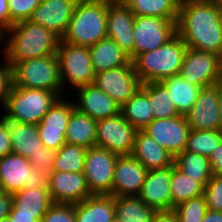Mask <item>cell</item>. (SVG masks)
<instances>
[{
  "instance_id": "1",
  "label": "cell",
  "mask_w": 222,
  "mask_h": 222,
  "mask_svg": "<svg viewBox=\"0 0 222 222\" xmlns=\"http://www.w3.org/2000/svg\"><path fill=\"white\" fill-rule=\"evenodd\" d=\"M176 30L188 48L222 57V11L211 0H181Z\"/></svg>"
},
{
  "instance_id": "2",
  "label": "cell",
  "mask_w": 222,
  "mask_h": 222,
  "mask_svg": "<svg viewBox=\"0 0 222 222\" xmlns=\"http://www.w3.org/2000/svg\"><path fill=\"white\" fill-rule=\"evenodd\" d=\"M3 40L2 43L6 42L3 57L12 66L19 61L56 54L61 38L41 25L24 20L13 24Z\"/></svg>"
},
{
  "instance_id": "3",
  "label": "cell",
  "mask_w": 222,
  "mask_h": 222,
  "mask_svg": "<svg viewBox=\"0 0 222 222\" xmlns=\"http://www.w3.org/2000/svg\"><path fill=\"white\" fill-rule=\"evenodd\" d=\"M107 0H78L61 41L90 47L107 37Z\"/></svg>"
},
{
  "instance_id": "4",
  "label": "cell",
  "mask_w": 222,
  "mask_h": 222,
  "mask_svg": "<svg viewBox=\"0 0 222 222\" xmlns=\"http://www.w3.org/2000/svg\"><path fill=\"white\" fill-rule=\"evenodd\" d=\"M187 49L183 39L176 35L167 44L137 55L132 60L137 77L141 83H148L179 74Z\"/></svg>"
},
{
  "instance_id": "5",
  "label": "cell",
  "mask_w": 222,
  "mask_h": 222,
  "mask_svg": "<svg viewBox=\"0 0 222 222\" xmlns=\"http://www.w3.org/2000/svg\"><path fill=\"white\" fill-rule=\"evenodd\" d=\"M58 98L53 91L12 85L3 116L13 122L37 125Z\"/></svg>"
},
{
  "instance_id": "6",
  "label": "cell",
  "mask_w": 222,
  "mask_h": 222,
  "mask_svg": "<svg viewBox=\"0 0 222 222\" xmlns=\"http://www.w3.org/2000/svg\"><path fill=\"white\" fill-rule=\"evenodd\" d=\"M13 85L22 88L45 89L63 97L56 54L27 59L12 65Z\"/></svg>"
},
{
  "instance_id": "7",
  "label": "cell",
  "mask_w": 222,
  "mask_h": 222,
  "mask_svg": "<svg viewBox=\"0 0 222 222\" xmlns=\"http://www.w3.org/2000/svg\"><path fill=\"white\" fill-rule=\"evenodd\" d=\"M56 55L63 92L66 91L65 83L73 90L94 83L95 73L89 47L76 46L60 40Z\"/></svg>"
},
{
  "instance_id": "8",
  "label": "cell",
  "mask_w": 222,
  "mask_h": 222,
  "mask_svg": "<svg viewBox=\"0 0 222 222\" xmlns=\"http://www.w3.org/2000/svg\"><path fill=\"white\" fill-rule=\"evenodd\" d=\"M46 188L48 177L32 168L29 159L11 152L0 158V190L15 194L23 188Z\"/></svg>"
},
{
  "instance_id": "9",
  "label": "cell",
  "mask_w": 222,
  "mask_h": 222,
  "mask_svg": "<svg viewBox=\"0 0 222 222\" xmlns=\"http://www.w3.org/2000/svg\"><path fill=\"white\" fill-rule=\"evenodd\" d=\"M176 21L163 17L135 16L133 27L134 58L167 44L177 35Z\"/></svg>"
},
{
  "instance_id": "10",
  "label": "cell",
  "mask_w": 222,
  "mask_h": 222,
  "mask_svg": "<svg viewBox=\"0 0 222 222\" xmlns=\"http://www.w3.org/2000/svg\"><path fill=\"white\" fill-rule=\"evenodd\" d=\"M118 157L119 155L98 146L86 150L83 173L92 195H112Z\"/></svg>"
},
{
  "instance_id": "11",
  "label": "cell",
  "mask_w": 222,
  "mask_h": 222,
  "mask_svg": "<svg viewBox=\"0 0 222 222\" xmlns=\"http://www.w3.org/2000/svg\"><path fill=\"white\" fill-rule=\"evenodd\" d=\"M222 57L188 48L179 74L190 84L201 88L220 83Z\"/></svg>"
},
{
  "instance_id": "12",
  "label": "cell",
  "mask_w": 222,
  "mask_h": 222,
  "mask_svg": "<svg viewBox=\"0 0 222 222\" xmlns=\"http://www.w3.org/2000/svg\"><path fill=\"white\" fill-rule=\"evenodd\" d=\"M137 129L121 113L97 121V146L119 156L131 155Z\"/></svg>"
},
{
  "instance_id": "13",
  "label": "cell",
  "mask_w": 222,
  "mask_h": 222,
  "mask_svg": "<svg viewBox=\"0 0 222 222\" xmlns=\"http://www.w3.org/2000/svg\"><path fill=\"white\" fill-rule=\"evenodd\" d=\"M94 84L122 106L140 89L142 83L131 61L122 67L96 73Z\"/></svg>"
},
{
  "instance_id": "14",
  "label": "cell",
  "mask_w": 222,
  "mask_h": 222,
  "mask_svg": "<svg viewBox=\"0 0 222 222\" xmlns=\"http://www.w3.org/2000/svg\"><path fill=\"white\" fill-rule=\"evenodd\" d=\"M142 131L174 157L185 150L190 127L185 115L154 119Z\"/></svg>"
},
{
  "instance_id": "15",
  "label": "cell",
  "mask_w": 222,
  "mask_h": 222,
  "mask_svg": "<svg viewBox=\"0 0 222 222\" xmlns=\"http://www.w3.org/2000/svg\"><path fill=\"white\" fill-rule=\"evenodd\" d=\"M64 96L57 99L37 124L42 145L55 151L66 144V128L71 112L75 108L74 100L67 101Z\"/></svg>"
},
{
  "instance_id": "16",
  "label": "cell",
  "mask_w": 222,
  "mask_h": 222,
  "mask_svg": "<svg viewBox=\"0 0 222 222\" xmlns=\"http://www.w3.org/2000/svg\"><path fill=\"white\" fill-rule=\"evenodd\" d=\"M135 16L121 0H107V37L134 59L133 27Z\"/></svg>"
},
{
  "instance_id": "17",
  "label": "cell",
  "mask_w": 222,
  "mask_h": 222,
  "mask_svg": "<svg viewBox=\"0 0 222 222\" xmlns=\"http://www.w3.org/2000/svg\"><path fill=\"white\" fill-rule=\"evenodd\" d=\"M48 190L53 203L76 204L92 196L83 172L52 171Z\"/></svg>"
},
{
  "instance_id": "18",
  "label": "cell",
  "mask_w": 222,
  "mask_h": 222,
  "mask_svg": "<svg viewBox=\"0 0 222 222\" xmlns=\"http://www.w3.org/2000/svg\"><path fill=\"white\" fill-rule=\"evenodd\" d=\"M185 116L190 130H220L219 83L201 88Z\"/></svg>"
},
{
  "instance_id": "19",
  "label": "cell",
  "mask_w": 222,
  "mask_h": 222,
  "mask_svg": "<svg viewBox=\"0 0 222 222\" xmlns=\"http://www.w3.org/2000/svg\"><path fill=\"white\" fill-rule=\"evenodd\" d=\"M148 170L131 155L119 156L114 170L112 196H138Z\"/></svg>"
},
{
  "instance_id": "20",
  "label": "cell",
  "mask_w": 222,
  "mask_h": 222,
  "mask_svg": "<svg viewBox=\"0 0 222 222\" xmlns=\"http://www.w3.org/2000/svg\"><path fill=\"white\" fill-rule=\"evenodd\" d=\"M78 0H42L29 21L53 31L60 38L65 34Z\"/></svg>"
},
{
  "instance_id": "21",
  "label": "cell",
  "mask_w": 222,
  "mask_h": 222,
  "mask_svg": "<svg viewBox=\"0 0 222 222\" xmlns=\"http://www.w3.org/2000/svg\"><path fill=\"white\" fill-rule=\"evenodd\" d=\"M172 166L148 171L138 197L155 210H172Z\"/></svg>"
},
{
  "instance_id": "22",
  "label": "cell",
  "mask_w": 222,
  "mask_h": 222,
  "mask_svg": "<svg viewBox=\"0 0 222 222\" xmlns=\"http://www.w3.org/2000/svg\"><path fill=\"white\" fill-rule=\"evenodd\" d=\"M76 90L78 93H76V103L74 101L75 108L95 121L120 113L121 106L94 83L81 86Z\"/></svg>"
},
{
  "instance_id": "23",
  "label": "cell",
  "mask_w": 222,
  "mask_h": 222,
  "mask_svg": "<svg viewBox=\"0 0 222 222\" xmlns=\"http://www.w3.org/2000/svg\"><path fill=\"white\" fill-rule=\"evenodd\" d=\"M131 156L141 162L148 171L174 165V156L142 130L136 133Z\"/></svg>"
},
{
  "instance_id": "24",
  "label": "cell",
  "mask_w": 222,
  "mask_h": 222,
  "mask_svg": "<svg viewBox=\"0 0 222 222\" xmlns=\"http://www.w3.org/2000/svg\"><path fill=\"white\" fill-rule=\"evenodd\" d=\"M94 73L122 67L131 62L127 53L111 38H104L89 47Z\"/></svg>"
},
{
  "instance_id": "25",
  "label": "cell",
  "mask_w": 222,
  "mask_h": 222,
  "mask_svg": "<svg viewBox=\"0 0 222 222\" xmlns=\"http://www.w3.org/2000/svg\"><path fill=\"white\" fill-rule=\"evenodd\" d=\"M115 217V197L92 195L75 204L76 222H111Z\"/></svg>"
},
{
  "instance_id": "26",
  "label": "cell",
  "mask_w": 222,
  "mask_h": 222,
  "mask_svg": "<svg viewBox=\"0 0 222 222\" xmlns=\"http://www.w3.org/2000/svg\"><path fill=\"white\" fill-rule=\"evenodd\" d=\"M96 127L97 121L74 108L66 128V143L80 145L86 149L96 147Z\"/></svg>"
},
{
  "instance_id": "27",
  "label": "cell",
  "mask_w": 222,
  "mask_h": 222,
  "mask_svg": "<svg viewBox=\"0 0 222 222\" xmlns=\"http://www.w3.org/2000/svg\"><path fill=\"white\" fill-rule=\"evenodd\" d=\"M12 142V152L24 158L31 156L42 148L37 125L7 120Z\"/></svg>"
},
{
  "instance_id": "28",
  "label": "cell",
  "mask_w": 222,
  "mask_h": 222,
  "mask_svg": "<svg viewBox=\"0 0 222 222\" xmlns=\"http://www.w3.org/2000/svg\"><path fill=\"white\" fill-rule=\"evenodd\" d=\"M52 204L48 187H25L13 194V205L10 212L26 215H44Z\"/></svg>"
},
{
  "instance_id": "29",
  "label": "cell",
  "mask_w": 222,
  "mask_h": 222,
  "mask_svg": "<svg viewBox=\"0 0 222 222\" xmlns=\"http://www.w3.org/2000/svg\"><path fill=\"white\" fill-rule=\"evenodd\" d=\"M169 91L172 104L181 115H186L195 103L201 87L190 84L180 74L166 77L160 81Z\"/></svg>"
},
{
  "instance_id": "30",
  "label": "cell",
  "mask_w": 222,
  "mask_h": 222,
  "mask_svg": "<svg viewBox=\"0 0 222 222\" xmlns=\"http://www.w3.org/2000/svg\"><path fill=\"white\" fill-rule=\"evenodd\" d=\"M120 113L137 130L144 129L154 120L148 94L141 87L121 106Z\"/></svg>"
},
{
  "instance_id": "31",
  "label": "cell",
  "mask_w": 222,
  "mask_h": 222,
  "mask_svg": "<svg viewBox=\"0 0 222 222\" xmlns=\"http://www.w3.org/2000/svg\"><path fill=\"white\" fill-rule=\"evenodd\" d=\"M174 166L204 188L212 177L209 158L195 152L184 150L174 157Z\"/></svg>"
},
{
  "instance_id": "32",
  "label": "cell",
  "mask_w": 222,
  "mask_h": 222,
  "mask_svg": "<svg viewBox=\"0 0 222 222\" xmlns=\"http://www.w3.org/2000/svg\"><path fill=\"white\" fill-rule=\"evenodd\" d=\"M134 16H154L177 20L181 0H121Z\"/></svg>"
},
{
  "instance_id": "33",
  "label": "cell",
  "mask_w": 222,
  "mask_h": 222,
  "mask_svg": "<svg viewBox=\"0 0 222 222\" xmlns=\"http://www.w3.org/2000/svg\"><path fill=\"white\" fill-rule=\"evenodd\" d=\"M156 211L138 196L115 197V216L122 222H151Z\"/></svg>"
},
{
  "instance_id": "34",
  "label": "cell",
  "mask_w": 222,
  "mask_h": 222,
  "mask_svg": "<svg viewBox=\"0 0 222 222\" xmlns=\"http://www.w3.org/2000/svg\"><path fill=\"white\" fill-rule=\"evenodd\" d=\"M141 88L148 94L154 119L180 116L167 88L161 82L142 83Z\"/></svg>"
},
{
  "instance_id": "35",
  "label": "cell",
  "mask_w": 222,
  "mask_h": 222,
  "mask_svg": "<svg viewBox=\"0 0 222 222\" xmlns=\"http://www.w3.org/2000/svg\"><path fill=\"white\" fill-rule=\"evenodd\" d=\"M204 187L185 175L182 171L172 166L171 178V195H172V209L177 205L185 202L191 198L203 195Z\"/></svg>"
},
{
  "instance_id": "36",
  "label": "cell",
  "mask_w": 222,
  "mask_h": 222,
  "mask_svg": "<svg viewBox=\"0 0 222 222\" xmlns=\"http://www.w3.org/2000/svg\"><path fill=\"white\" fill-rule=\"evenodd\" d=\"M86 150L83 146L66 143L56 151L52 171L83 172Z\"/></svg>"
},
{
  "instance_id": "37",
  "label": "cell",
  "mask_w": 222,
  "mask_h": 222,
  "mask_svg": "<svg viewBox=\"0 0 222 222\" xmlns=\"http://www.w3.org/2000/svg\"><path fill=\"white\" fill-rule=\"evenodd\" d=\"M221 141L220 130H190L185 150L209 158Z\"/></svg>"
},
{
  "instance_id": "38",
  "label": "cell",
  "mask_w": 222,
  "mask_h": 222,
  "mask_svg": "<svg viewBox=\"0 0 222 222\" xmlns=\"http://www.w3.org/2000/svg\"><path fill=\"white\" fill-rule=\"evenodd\" d=\"M207 210L203 195L191 198L173 208L178 222H201Z\"/></svg>"
},
{
  "instance_id": "39",
  "label": "cell",
  "mask_w": 222,
  "mask_h": 222,
  "mask_svg": "<svg viewBox=\"0 0 222 222\" xmlns=\"http://www.w3.org/2000/svg\"><path fill=\"white\" fill-rule=\"evenodd\" d=\"M42 0H8L10 19L13 24L29 20Z\"/></svg>"
},
{
  "instance_id": "40",
  "label": "cell",
  "mask_w": 222,
  "mask_h": 222,
  "mask_svg": "<svg viewBox=\"0 0 222 222\" xmlns=\"http://www.w3.org/2000/svg\"><path fill=\"white\" fill-rule=\"evenodd\" d=\"M203 196L208 210L222 212V177L212 175L204 188Z\"/></svg>"
},
{
  "instance_id": "41",
  "label": "cell",
  "mask_w": 222,
  "mask_h": 222,
  "mask_svg": "<svg viewBox=\"0 0 222 222\" xmlns=\"http://www.w3.org/2000/svg\"><path fill=\"white\" fill-rule=\"evenodd\" d=\"M42 222H76L75 204L53 203L45 212Z\"/></svg>"
},
{
  "instance_id": "42",
  "label": "cell",
  "mask_w": 222,
  "mask_h": 222,
  "mask_svg": "<svg viewBox=\"0 0 222 222\" xmlns=\"http://www.w3.org/2000/svg\"><path fill=\"white\" fill-rule=\"evenodd\" d=\"M55 154V150L42 146L37 153L29 158V161L32 168L38 171L41 175L48 177L52 172Z\"/></svg>"
},
{
  "instance_id": "43",
  "label": "cell",
  "mask_w": 222,
  "mask_h": 222,
  "mask_svg": "<svg viewBox=\"0 0 222 222\" xmlns=\"http://www.w3.org/2000/svg\"><path fill=\"white\" fill-rule=\"evenodd\" d=\"M4 65H0V103L5 105L13 85L12 66L6 59Z\"/></svg>"
},
{
  "instance_id": "44",
  "label": "cell",
  "mask_w": 222,
  "mask_h": 222,
  "mask_svg": "<svg viewBox=\"0 0 222 222\" xmlns=\"http://www.w3.org/2000/svg\"><path fill=\"white\" fill-rule=\"evenodd\" d=\"M12 152V142L10 137L7 119L2 116L0 118V158Z\"/></svg>"
},
{
  "instance_id": "45",
  "label": "cell",
  "mask_w": 222,
  "mask_h": 222,
  "mask_svg": "<svg viewBox=\"0 0 222 222\" xmlns=\"http://www.w3.org/2000/svg\"><path fill=\"white\" fill-rule=\"evenodd\" d=\"M12 25L8 0H0V32L4 35Z\"/></svg>"
},
{
  "instance_id": "46",
  "label": "cell",
  "mask_w": 222,
  "mask_h": 222,
  "mask_svg": "<svg viewBox=\"0 0 222 222\" xmlns=\"http://www.w3.org/2000/svg\"><path fill=\"white\" fill-rule=\"evenodd\" d=\"M212 175L222 177V141L209 157Z\"/></svg>"
},
{
  "instance_id": "47",
  "label": "cell",
  "mask_w": 222,
  "mask_h": 222,
  "mask_svg": "<svg viewBox=\"0 0 222 222\" xmlns=\"http://www.w3.org/2000/svg\"><path fill=\"white\" fill-rule=\"evenodd\" d=\"M13 205V194L0 190V220L8 217Z\"/></svg>"
},
{
  "instance_id": "48",
  "label": "cell",
  "mask_w": 222,
  "mask_h": 222,
  "mask_svg": "<svg viewBox=\"0 0 222 222\" xmlns=\"http://www.w3.org/2000/svg\"><path fill=\"white\" fill-rule=\"evenodd\" d=\"M151 222H178V220L176 213L172 209L156 211Z\"/></svg>"
},
{
  "instance_id": "49",
  "label": "cell",
  "mask_w": 222,
  "mask_h": 222,
  "mask_svg": "<svg viewBox=\"0 0 222 222\" xmlns=\"http://www.w3.org/2000/svg\"><path fill=\"white\" fill-rule=\"evenodd\" d=\"M43 216L18 214V212H10L9 214L11 222H42Z\"/></svg>"
},
{
  "instance_id": "50",
  "label": "cell",
  "mask_w": 222,
  "mask_h": 222,
  "mask_svg": "<svg viewBox=\"0 0 222 222\" xmlns=\"http://www.w3.org/2000/svg\"><path fill=\"white\" fill-rule=\"evenodd\" d=\"M201 222H222V212L207 210Z\"/></svg>"
},
{
  "instance_id": "51",
  "label": "cell",
  "mask_w": 222,
  "mask_h": 222,
  "mask_svg": "<svg viewBox=\"0 0 222 222\" xmlns=\"http://www.w3.org/2000/svg\"><path fill=\"white\" fill-rule=\"evenodd\" d=\"M219 115H220V131L222 132V86L219 83Z\"/></svg>"
},
{
  "instance_id": "52",
  "label": "cell",
  "mask_w": 222,
  "mask_h": 222,
  "mask_svg": "<svg viewBox=\"0 0 222 222\" xmlns=\"http://www.w3.org/2000/svg\"><path fill=\"white\" fill-rule=\"evenodd\" d=\"M215 5H217L222 11V0H211Z\"/></svg>"
},
{
  "instance_id": "53",
  "label": "cell",
  "mask_w": 222,
  "mask_h": 222,
  "mask_svg": "<svg viewBox=\"0 0 222 222\" xmlns=\"http://www.w3.org/2000/svg\"><path fill=\"white\" fill-rule=\"evenodd\" d=\"M0 222H11V220H10V218H9V216H8V217H5V218H2V219L0 220Z\"/></svg>"
},
{
  "instance_id": "54",
  "label": "cell",
  "mask_w": 222,
  "mask_h": 222,
  "mask_svg": "<svg viewBox=\"0 0 222 222\" xmlns=\"http://www.w3.org/2000/svg\"><path fill=\"white\" fill-rule=\"evenodd\" d=\"M111 222H122V221H120L116 216L112 219V221Z\"/></svg>"
},
{
  "instance_id": "55",
  "label": "cell",
  "mask_w": 222,
  "mask_h": 222,
  "mask_svg": "<svg viewBox=\"0 0 222 222\" xmlns=\"http://www.w3.org/2000/svg\"><path fill=\"white\" fill-rule=\"evenodd\" d=\"M220 85L222 86V67H221Z\"/></svg>"
},
{
  "instance_id": "56",
  "label": "cell",
  "mask_w": 222,
  "mask_h": 222,
  "mask_svg": "<svg viewBox=\"0 0 222 222\" xmlns=\"http://www.w3.org/2000/svg\"><path fill=\"white\" fill-rule=\"evenodd\" d=\"M2 39H3V34L0 32V43L1 41H3Z\"/></svg>"
}]
</instances>
